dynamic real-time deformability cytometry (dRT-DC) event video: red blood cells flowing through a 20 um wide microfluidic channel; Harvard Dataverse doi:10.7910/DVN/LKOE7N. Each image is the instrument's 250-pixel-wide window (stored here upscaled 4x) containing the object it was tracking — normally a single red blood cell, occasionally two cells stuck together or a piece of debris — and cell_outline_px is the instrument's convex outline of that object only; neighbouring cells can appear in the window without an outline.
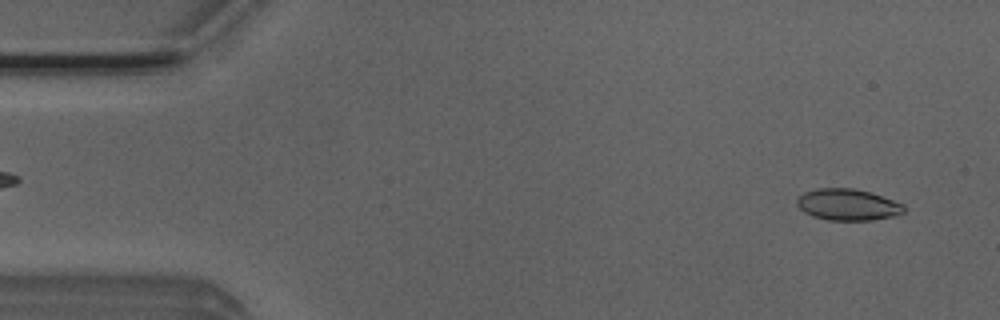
{"species": "Egyptian fruit bat (a non-hibernating species)", "species_latin": "Rousettus aegyptiacus", "temperature_condition": "room temperature", "stored_images_in_passage": 45, "camera_frame_rate_fps": 3000, "um_per_image_px": 0.085, "animal": {"sex": "male"}, "frame": {"image": 1, "passage_image": 3, "time_ms": 0.667, "image_size_px": [1000, 320], "cell_outline_px": [[904, 212], [892, 216], [872, 220], [828, 220], [812, 216], [804, 212], [796, 204], [796, 200], [804, 192], [816, 188], [852, 188], [868, 192], [904, 204]], "centroid_in_image_um": [72.02, 17.4], "position_along_channel_um": 13.0, "area_um2": 19.42}}
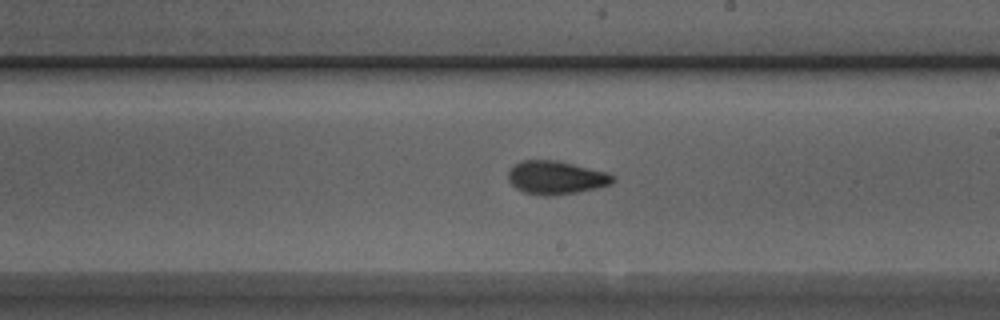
{"frame": {"image": 2, "passage_image": 29, "time_ms": 9.333, "image_size_px": [1000, 320], "cell_outline_px": [[616, 180], [612, 184], [596, 188], [576, 192], [552, 196], [544, 196], [524, 192], [516, 188], [508, 180], [508, 172], [520, 160], [556, 160], [604, 172], [616, 176]], "centroid_in_image_um": [47.26, 15.1], "position_along_channel_um": 241.7, "area_um2": 20.17}}
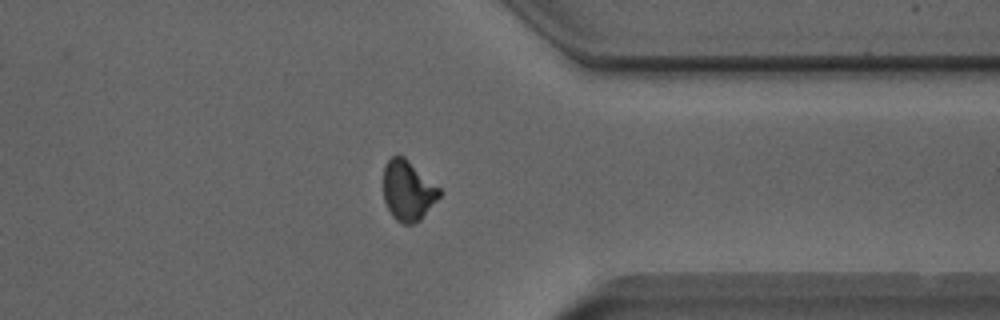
{"frame": {"image": 3, "passage_image": 40, "time_ms": 13.0, "image_size_px": [1000, 320], "cell_outline_px": [[444, 192], [420, 220], [412, 224], [404, 224], [396, 220], [392, 216], [384, 200], [384, 164], [392, 156], [404, 156], [440, 188]], "centroid_in_image_um": [34.69, 16.2], "position_along_channel_um": 376.7, "area_um2": 19.65}}